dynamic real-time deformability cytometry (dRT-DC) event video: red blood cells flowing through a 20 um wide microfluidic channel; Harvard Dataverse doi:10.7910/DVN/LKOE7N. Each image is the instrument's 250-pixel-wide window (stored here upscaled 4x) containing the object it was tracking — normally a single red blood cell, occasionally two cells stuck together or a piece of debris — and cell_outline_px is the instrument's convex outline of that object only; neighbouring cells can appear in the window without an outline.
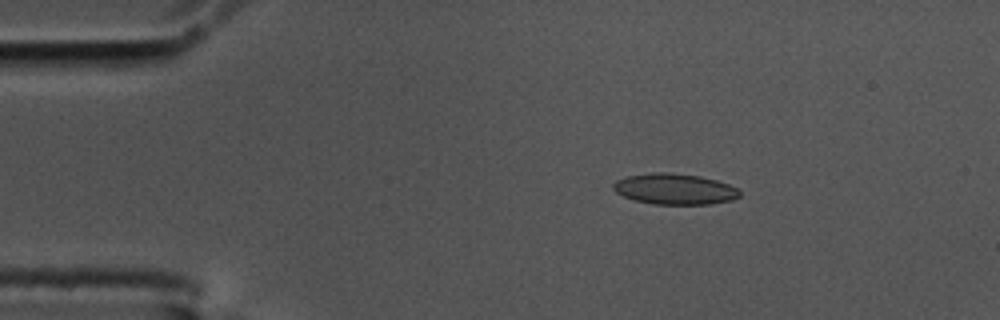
{"species": "common noctule bat (a hibernating species)", "species_latin": "Nyctalus noctula", "temperature_condition": "cold", "stored_images_in_passage": 55, "camera_frame_rate_fps": 3000, "um_per_image_px": 0.085, "animal": {"sex": "male", "body_mass_g": 17.5, "forearm_length_mm": 52.3}, "frame": {"image": 1, "passage_image": 9, "time_ms": 2.667, "image_size_px": [1000, 320], "cell_outline_px": [[740, 196], [732, 200], [712, 204], [652, 204], [632, 200], [616, 192], [612, 188], [612, 184], [616, 180], [628, 176], [656, 172], [664, 172], [700, 176], [716, 180], [728, 184], [736, 188], [740, 192]], "centroid_in_image_um": [57.33, 16.07], "position_along_channel_um": 27.7, "area_um2": 22.72}}
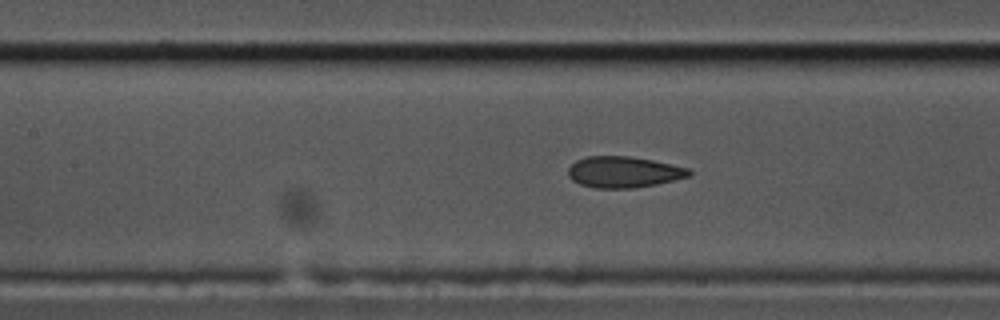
{"frame": {"image": 2, "passage_image": 24, "time_ms": 7.667, "image_size_px": [1000, 320], "cell_outline_px": [[692, 172], [688, 176], [656, 184], [632, 188], [592, 188], [580, 184], [572, 180], [568, 176], [568, 168], [576, 160], [588, 156], [628, 156], [652, 160], [688, 168]], "centroid_in_image_um": [52.96, 14.62], "position_along_channel_um": 154.4, "area_um2": 21.79}}
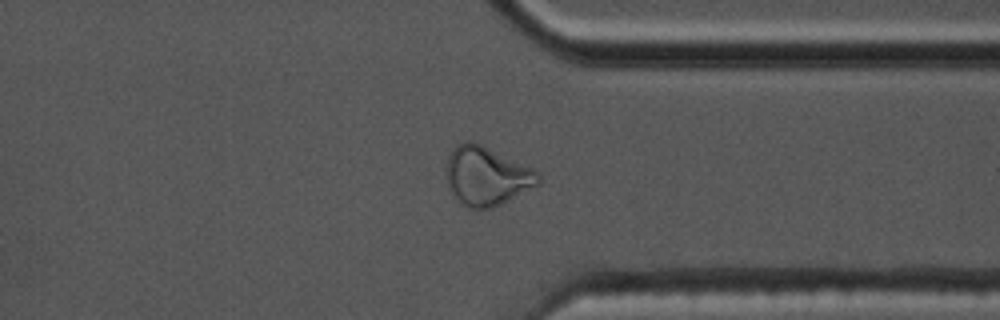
{"frame": {"image": 3, "passage_image": 42, "time_ms": 13.667, "image_size_px": [1000, 320], "cell_outline_px": [[540, 184], [492, 208], [464, 208], [456, 200], [448, 184], [448, 156], [452, 148], [456, 144], [468, 140], [472, 140], [532, 168], [540, 172]], "centroid_in_image_um": [41.36, 14.96], "position_along_channel_um": 370.0, "area_um2": 31.39}, "authors_computed_cell_mechanics": {"area_um2": 22.7154, "velocity_mm_per_s": 3.6256, "shape_relaxation_time_tau1_ms": null, "shape_relaxation_time_tau2_ms": 1.4073, "deformation_change_tau1": null, "deformation_change_tau2": 0.062}}